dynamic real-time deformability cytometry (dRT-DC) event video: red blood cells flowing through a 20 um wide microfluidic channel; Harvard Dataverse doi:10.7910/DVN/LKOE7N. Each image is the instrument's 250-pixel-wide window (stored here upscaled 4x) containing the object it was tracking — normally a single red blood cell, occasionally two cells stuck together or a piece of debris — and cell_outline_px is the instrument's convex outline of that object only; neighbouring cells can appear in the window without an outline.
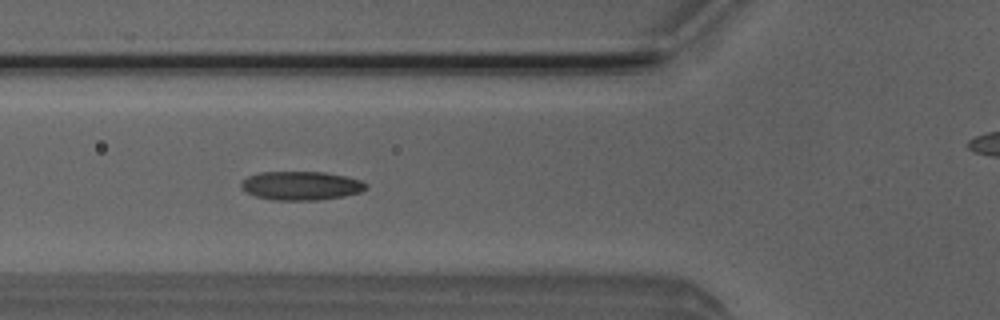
{"species": "Egyptian fruit bat (a non-hibernating species)", "species_latin": "Rousettus aegyptiacus", "temperature_condition": "room temperature", "stored_images_in_passage": 7, "camera_frame_rate_fps": 3000, "um_per_image_px": 0.085, "animal": {"sex": "male"}, "frame": {"image": 1, "passage_image": 6, "time_ms": 5.667, "image_size_px": [1000, 320], "cell_outline_px": [[368, 188], [360, 192], [344, 196], [316, 200], [272, 200], [256, 196], [240, 188], [240, 184], [248, 176], [260, 172], [324, 172], [344, 176], [360, 180], [368, 184]], "centroid_in_image_um": [25.6, 15.78], "position_along_channel_um": 100.2, "area_um2": 20.87}}